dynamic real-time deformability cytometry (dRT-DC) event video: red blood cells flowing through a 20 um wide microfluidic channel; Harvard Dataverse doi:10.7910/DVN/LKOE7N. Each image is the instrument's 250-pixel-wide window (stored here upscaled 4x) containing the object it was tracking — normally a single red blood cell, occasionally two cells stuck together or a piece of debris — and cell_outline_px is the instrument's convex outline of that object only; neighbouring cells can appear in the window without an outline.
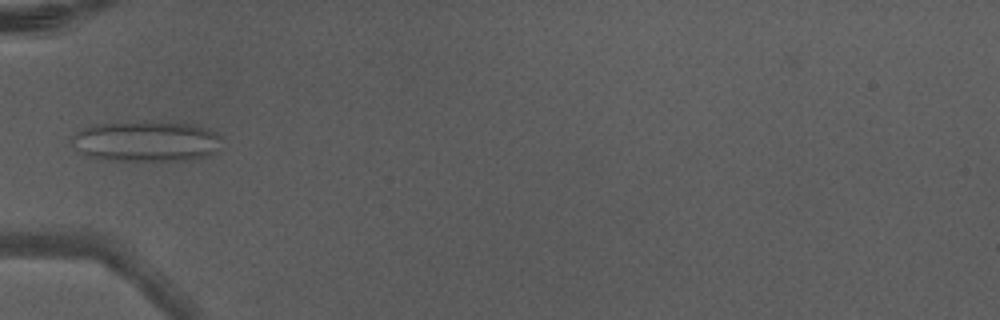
{"species": "Egyptian fruit bat (a non-hibernating species)", "species_latin": "Rousettus aegyptiacus", "temperature_condition": "warm", "stored_images_in_passage": 5, "camera_frame_rate_fps": 3000, "um_per_image_px": 0.085, "animal": {"sex": "male"}, "frame": {"image": 1, "passage_image": 5, "time_ms": 1.333, "image_size_px": [1000, 320], "cell_outline_px": [[220, 136], [216, 148], [212, 156], [200, 160], [100, 160], [76, 152], [72, 144], [72, 136], [76, 132], [84, 128], [100, 124], [196, 124], [208, 128]], "centroid_in_image_um": [12.42, 12.07], "position_along_channel_um": 72.6, "area_um2": 34.8}}